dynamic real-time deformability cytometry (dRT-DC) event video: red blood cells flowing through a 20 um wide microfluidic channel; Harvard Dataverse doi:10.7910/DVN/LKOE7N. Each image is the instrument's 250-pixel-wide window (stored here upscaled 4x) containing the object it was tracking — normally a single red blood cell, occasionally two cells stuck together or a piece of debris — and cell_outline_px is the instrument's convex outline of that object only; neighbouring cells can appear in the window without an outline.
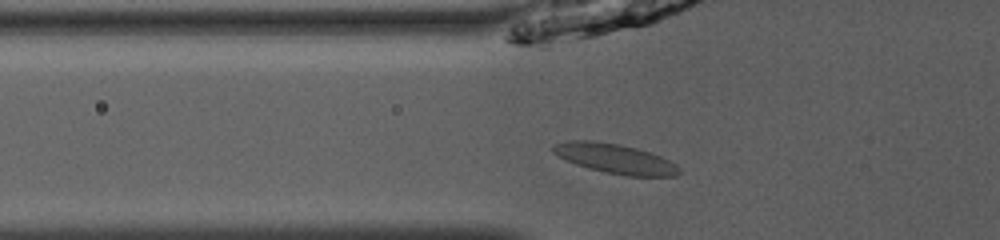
{"species": "common noctule bat (a hibernating species)", "species_latin": "Nyctalus noctula", "temperature_condition": "room temperature", "stored_images_in_passage": 44, "camera_frame_rate_fps": 3000, "um_per_image_px": 0.085, "animal": {"sex": "male", "body_mass_g": 13.0, "forearm_length_mm": 53.1}, "frame": {"image": 1, "passage_image": 11, "time_ms": 3.333, "image_size_px": [1000, 240], "cell_outline_px": [[680, 172], [676, 176], [628, 176], [588, 168], [576, 164], [552, 152], [552, 144], [572, 140], [592, 140], [620, 144], [636, 148], [660, 156], [676, 164], [680, 168]], "centroid_in_image_um": [52.29, 13.47], "position_along_channel_um": 73.5, "area_um2": 21.56}}
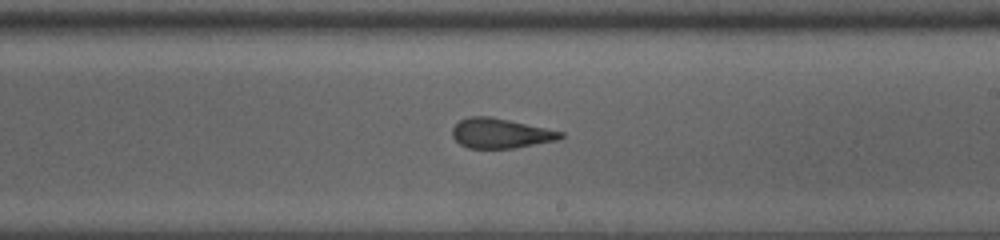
{"frame": {"image": 2, "passage_image": 24, "time_ms": 7.667, "image_size_px": [1000, 240], "cell_outline_px": [[564, 136], [556, 140], [516, 148], [468, 148], [460, 144], [452, 136], [452, 128], [460, 120], [468, 116], [488, 116], [508, 120], [564, 132]], "centroid_in_image_um": [42.52, 11.33], "position_along_channel_um": 246.5, "area_um2": 18.67}}
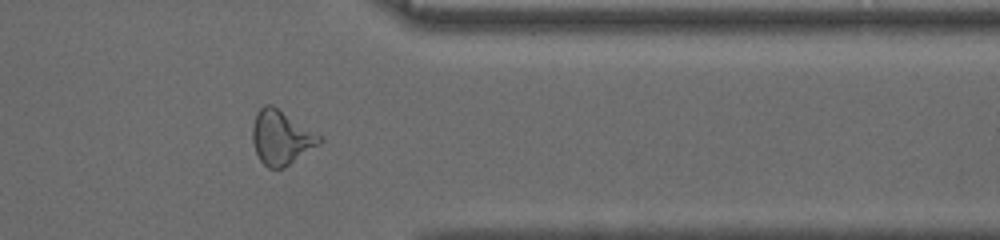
{"frame": {"image": 3, "passage_image": 35, "time_ms": 11.333, "image_size_px": [1000, 240], "cell_outline_px": [[324, 140], [320, 144], [284, 168], [268, 168], [260, 160], [256, 152], [252, 140], [252, 128], [256, 112], [264, 104], [272, 104], [324, 136]], "centroid_in_image_um": [23.93, 11.67], "position_along_channel_um": 387.5, "area_um2": 21.5}, "authors_computed_cell_mechanics": {"area_um2": 20.7791, "velocity_mm_per_s": 3.967, "shape_relaxation_time_tau1_ms": null, "shape_relaxation_time_tau2_ms": 1.7591, "deformation_change_tau1": null, "deformation_change_tau2": 0.0892}}